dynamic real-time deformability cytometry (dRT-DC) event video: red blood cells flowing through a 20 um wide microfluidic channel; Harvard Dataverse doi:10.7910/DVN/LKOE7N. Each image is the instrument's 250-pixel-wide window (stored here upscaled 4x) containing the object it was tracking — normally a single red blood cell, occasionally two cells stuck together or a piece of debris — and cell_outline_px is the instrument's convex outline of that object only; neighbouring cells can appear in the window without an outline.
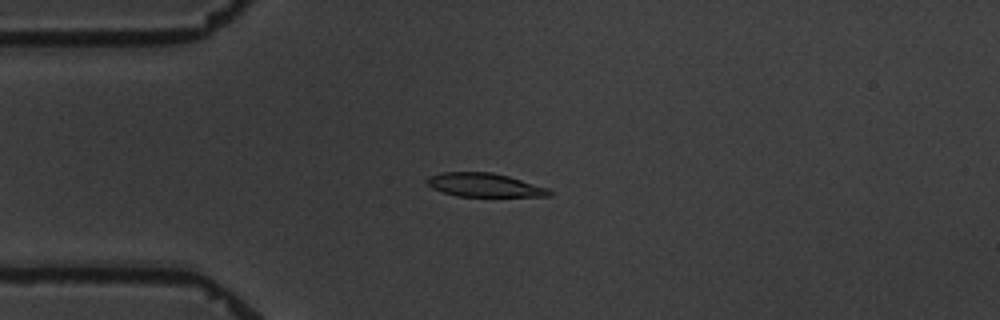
{"species": "common noctule bat (a hibernating species)", "species_latin": "Nyctalus noctula", "temperature_condition": "warm", "stored_images_in_passage": 10, "camera_frame_rate_fps": 3000, "um_per_image_px": 0.085, "animal": {"sex": "male", "body_mass_g": 19.5, "forearm_length_mm": 54.6}, "frame": {"image": 1, "passage_image": 4, "time_ms": 3.333, "image_size_px": [1000, 320], "cell_outline_px": [[552, 196], [456, 196], [432, 188], [424, 180], [428, 176], [440, 172], [492, 172], [508, 176], [548, 188], [552, 192]], "centroid_in_image_um": [41.14, 15.72], "position_along_channel_um": 43.9, "area_um2": 16.82}}
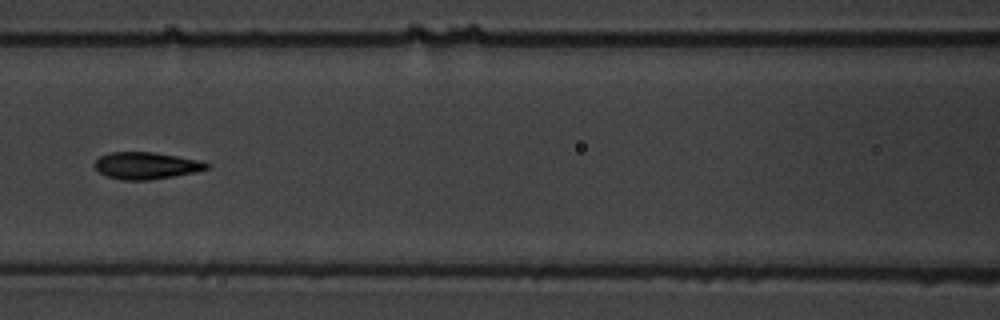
{"frame": {"image": 2, "passage_image": 7, "time_ms": 7.0, "image_size_px": [1000, 320], "cell_outline_px": [[212, 164], [208, 168], [196, 172], [148, 180], [124, 180], [108, 176], [100, 172], [92, 164], [100, 156], [108, 152], [152, 152], [200, 160]], "centroid_in_image_um": [12.43, 14.07], "position_along_channel_um": 154.2, "area_um2": 17.51}}
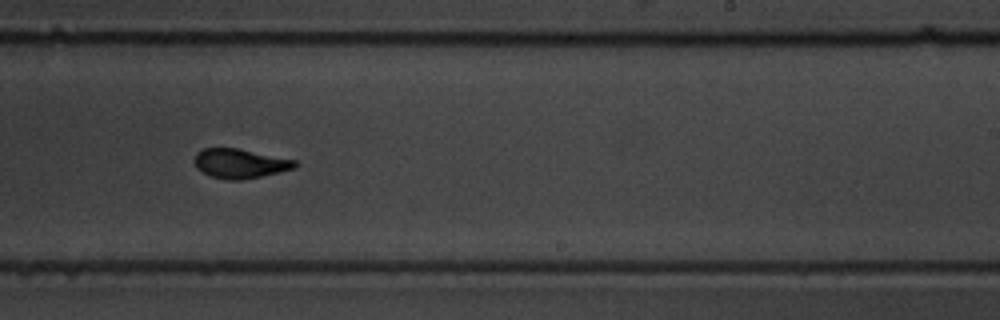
{"frame": {"image": 3, "passage_image": 10, "time_ms": 10.333, "image_size_px": [1000, 320], "cell_outline_px": [[296, 168], [260, 176], [240, 180], [228, 180], [212, 176], [196, 168], [192, 160], [196, 152], [200, 148], [236, 148], [296, 160]], "centroid_in_image_um": [20.34, 13.88], "position_along_channel_um": 268.7, "area_um2": 17.17}}